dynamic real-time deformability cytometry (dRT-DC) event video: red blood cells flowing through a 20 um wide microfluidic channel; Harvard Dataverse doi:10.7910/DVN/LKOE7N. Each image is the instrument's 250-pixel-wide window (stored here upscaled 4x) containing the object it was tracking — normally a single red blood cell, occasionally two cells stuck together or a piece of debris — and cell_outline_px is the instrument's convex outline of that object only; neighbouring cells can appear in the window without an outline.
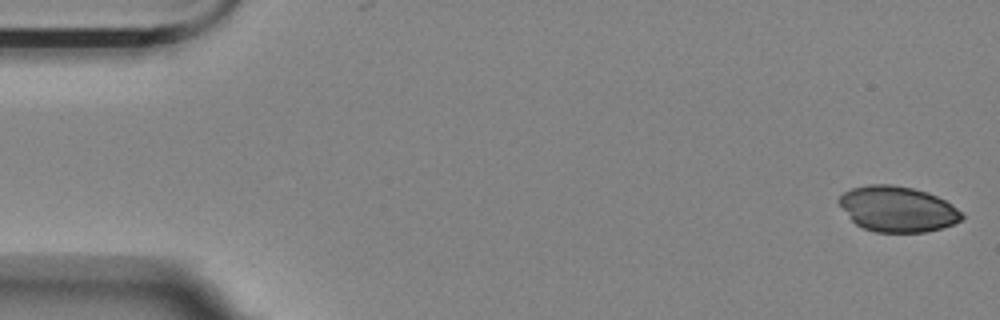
{"species": "Egyptian fruit bat (a non-hibernating species)", "species_latin": "Rousettus aegyptiacus", "temperature_condition": "room temperature", "stored_images_in_passage": 55, "camera_frame_rate_fps": 3000, "um_per_image_px": 0.085, "animal": {"sex": "female"}, "frame": {"image": 1, "passage_image": 1, "time_ms": 0.0, "image_size_px": [1000, 320], "cell_outline_px": [[964, 216], [960, 220], [952, 224], [940, 228], [924, 232], [876, 232], [864, 228], [856, 224], [852, 220], [840, 204], [840, 196], [844, 192], [852, 188], [868, 184], [892, 184], [912, 188], [928, 192], [952, 204]], "centroid_in_image_um": [76.29, 17.76], "position_along_channel_um": 8.7, "area_um2": 32.19}}
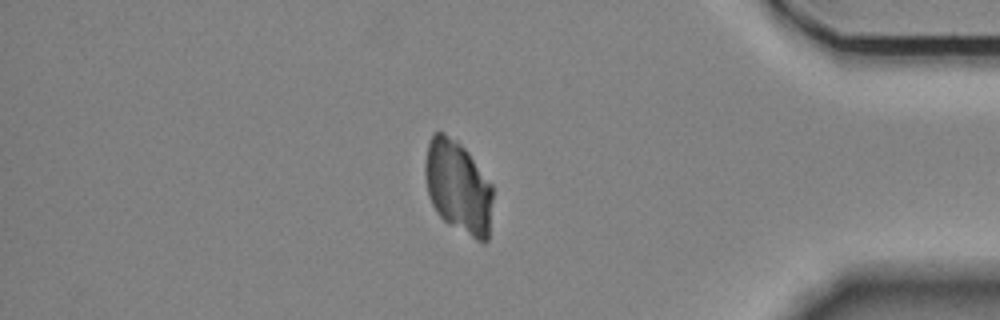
{"frame": {"image": 2, "passage_image": 47, "time_ms": 15.333, "image_size_px": [1000, 320], "cell_outline_px": [[492, 200], [488, 240], [484, 244], [476, 240], [448, 224], [436, 212], [428, 196], [424, 172], [424, 164], [428, 140], [436, 132], [444, 132], [456, 140], [468, 152], [492, 184]], "centroid_in_image_um": [38.92, 15.9], "position_along_channel_um": 396.3, "area_um2": 36.82}}
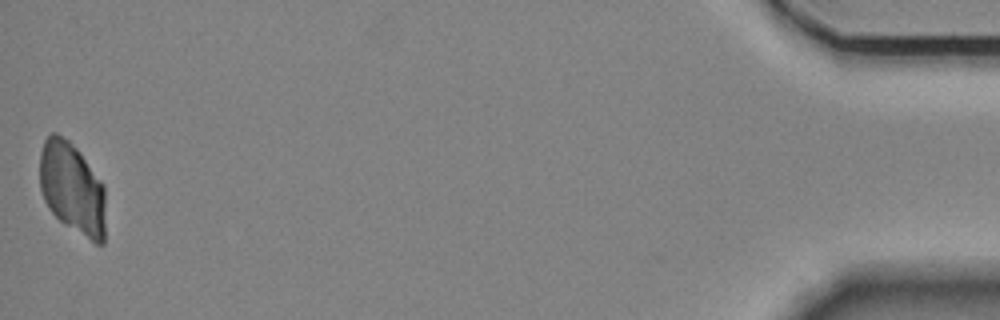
{"frame": {"image": 3, "passage_image": 55, "time_ms": 18.0, "image_size_px": [1000, 320], "cell_outline_px": [[104, 244], [96, 244], [64, 224], [48, 208], [44, 200], [40, 188], [40, 152], [44, 140], [52, 132], [56, 132], [68, 140], [80, 152], [104, 184]], "centroid_in_image_um": [6.13, 15.99], "position_along_channel_um": 429.1, "area_um2": 35.2}}